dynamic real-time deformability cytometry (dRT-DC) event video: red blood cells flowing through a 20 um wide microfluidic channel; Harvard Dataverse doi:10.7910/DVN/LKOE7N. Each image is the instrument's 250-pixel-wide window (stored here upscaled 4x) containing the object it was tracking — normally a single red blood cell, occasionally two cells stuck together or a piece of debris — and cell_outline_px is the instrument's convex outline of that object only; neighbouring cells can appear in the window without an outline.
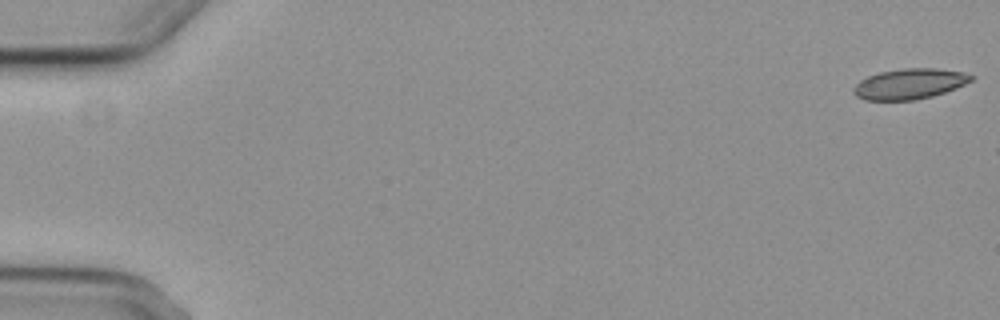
{"species": "common noctule bat (a hibernating species)", "species_latin": "Nyctalus noctula", "temperature_condition": "cold", "stored_images_in_passage": 3, "camera_frame_rate_fps": 3000, "um_per_image_px": 0.085, "animal": {"sex": "female", "body_mass_g": 29.2, "forearm_length_mm": 56.3}, "frame": {"image": 1, "passage_image": 1, "time_ms": 0.0, "image_size_px": [1000, 320], "cell_outline_px": [[976, 76], [972, 80], [956, 88], [932, 96], [916, 100], [864, 100], [856, 96], [852, 92], [852, 88], [860, 80], [868, 76], [880, 72], [904, 68], [936, 68], [964, 72]], "centroid_in_image_um": [77.3, 7.13], "position_along_channel_um": 7.7, "area_um2": 20.98}}